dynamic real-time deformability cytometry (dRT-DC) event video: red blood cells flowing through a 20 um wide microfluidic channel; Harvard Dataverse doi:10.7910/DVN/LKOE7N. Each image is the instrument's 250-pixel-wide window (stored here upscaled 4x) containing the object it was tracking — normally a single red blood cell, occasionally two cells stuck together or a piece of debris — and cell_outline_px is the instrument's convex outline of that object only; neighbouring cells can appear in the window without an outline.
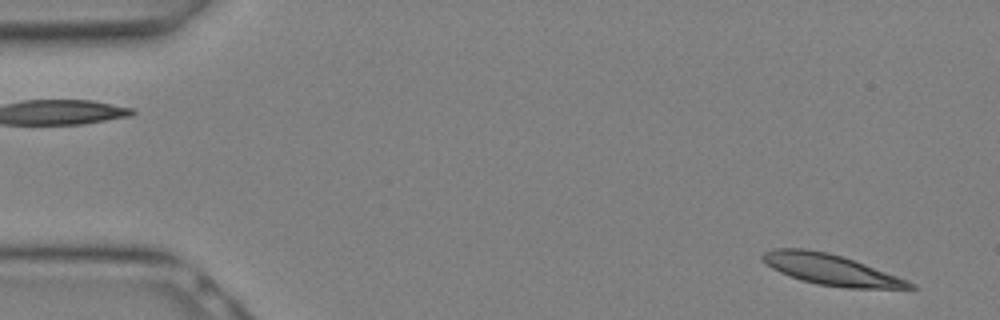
{"species": "Egyptian fruit bat (a non-hibernating species)", "species_latin": "Rousettus aegyptiacus", "temperature_condition": "warm", "stored_images_in_passage": 12, "camera_frame_rate_fps": 3000, "um_per_image_px": 0.085, "animal": {"sex": "female"}, "frame": {"image": 1, "passage_image": 2, "time_ms": 0.333, "image_size_px": [1000, 320], "cell_outline_px": [[920, 288], [844, 288], [816, 284], [800, 280], [780, 272], [772, 268], [760, 256], [764, 252], [776, 248], [804, 248], [828, 252], [864, 264], [908, 280], [916, 284]], "centroid_in_image_um": [70.63, 22.93], "position_along_channel_um": 14.4, "area_um2": 26.13}}
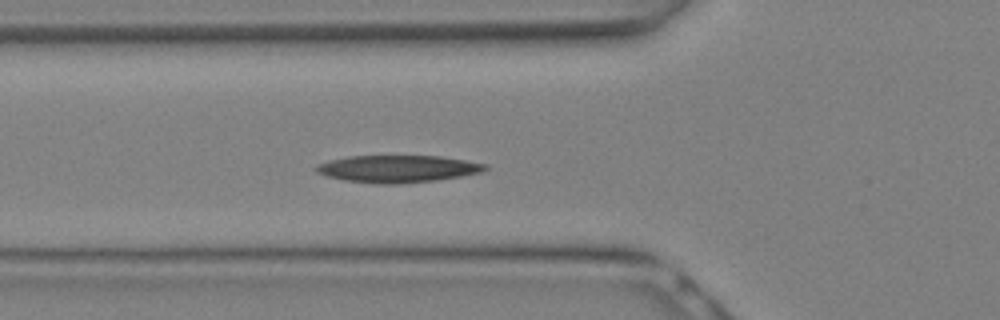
{"frame": {"image": 2, "passage_image": 10, "time_ms": 3.0, "image_size_px": [1000, 320], "cell_outline_px": [[488, 168], [484, 172], [436, 180], [396, 184], [376, 184], [344, 180], [328, 176], [316, 172], [316, 164], [328, 160], [348, 156], [440, 156], [488, 164]], "centroid_in_image_um": [33.8, 14.35], "position_along_channel_um": 92.0, "area_um2": 26.82}}
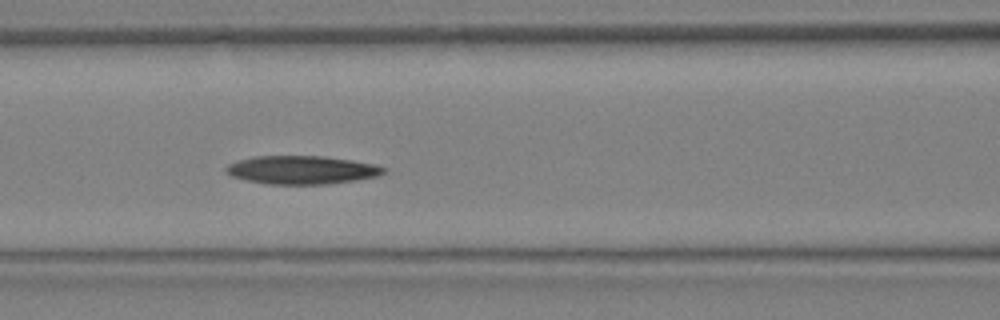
{"frame": {"image": 3, "passage_image": 12, "time_ms": 3.667, "image_size_px": [1000, 320], "cell_outline_px": [[388, 172], [376, 176], [356, 180], [328, 184], [268, 184], [248, 180], [232, 176], [224, 168], [228, 164], [240, 160], [256, 156], [324, 156], [352, 160], [376, 164], [388, 168]], "centroid_in_image_um": [25.72, 14.44], "position_along_channel_um": 140.9, "area_um2": 26.01}}